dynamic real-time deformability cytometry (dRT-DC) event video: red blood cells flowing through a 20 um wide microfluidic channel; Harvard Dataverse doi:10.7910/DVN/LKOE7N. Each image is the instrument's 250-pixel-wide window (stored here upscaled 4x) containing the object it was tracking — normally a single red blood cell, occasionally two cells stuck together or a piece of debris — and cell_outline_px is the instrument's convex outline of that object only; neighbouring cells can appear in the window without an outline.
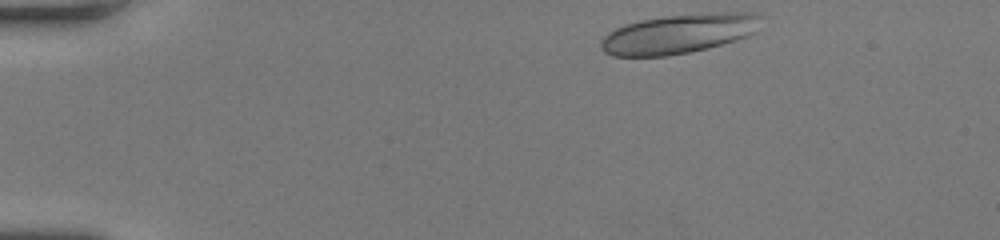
{"species": "human", "species_latin": "Homo sapiens", "temperature_condition": "room temperature", "stored_images_in_passage": 42, "camera_frame_rate_fps": 3000, "um_per_image_px": 0.085, "donor": {"sex": "female"}, "frame": {"image": 1, "passage_image": 1, "time_ms": 0.0, "image_size_px": [1000, 240], "cell_outline_px": [[764, 16], [756, 32], [748, 36], [736, 40], [708, 48], [668, 56], [612, 56], [604, 52], [600, 48], [600, 40], [608, 32], [624, 24], [640, 20], [664, 16], [716, 12], [756, 12]], "centroid_in_image_um": [57.73, 2.86], "position_along_channel_um": 27.3, "area_um2": 37.28}}
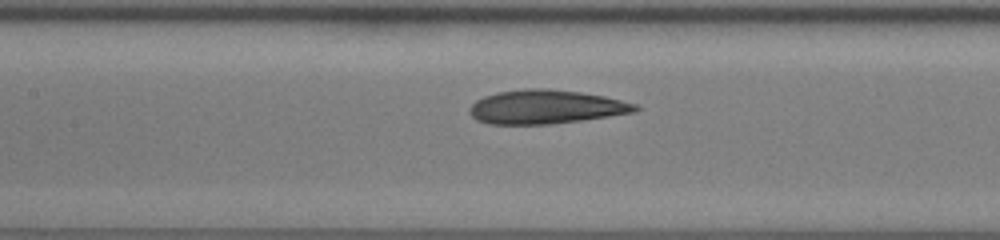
{"frame": {"image": 2, "passage_image": 17, "time_ms": 5.333, "image_size_px": [1000, 240], "cell_outline_px": [[640, 108], [636, 112], [584, 120], [548, 124], [488, 124], [476, 120], [468, 112], [472, 104], [476, 100], [484, 96], [496, 92], [524, 88], [544, 88], [580, 92], [604, 96], [640, 104]], "centroid_in_image_um": [46.41, 9.08], "position_along_channel_um": 161.0, "area_um2": 33.0}}
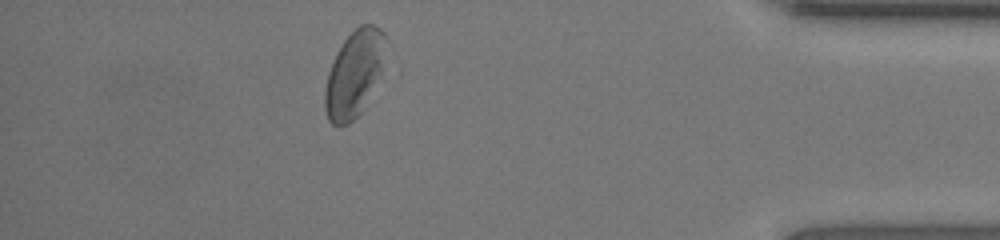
{"frame": {"image": 3, "passage_image": 37, "time_ms": 12.0, "image_size_px": [1000, 240], "cell_outline_px": [[400, 76], [348, 124], [340, 128], [332, 124], [328, 120], [324, 108], [324, 92], [328, 72], [336, 52], [344, 40], [360, 24], [372, 24], [380, 28], [384, 32], [400, 68]], "centroid_in_image_um": [30.51, 6.29], "position_along_channel_um": 404.7, "area_um2": 36.41}, "authors_computed_cell_mechanics": {"area_um2": 33.0327, "velocity_mm_per_s": 4.2505, "shape_relaxation_time_tau1_ms": null, "shape_relaxation_time_tau2_ms": 2.8053, "deformation_change_tau1": null, "deformation_change_tau2": 0.0615}}